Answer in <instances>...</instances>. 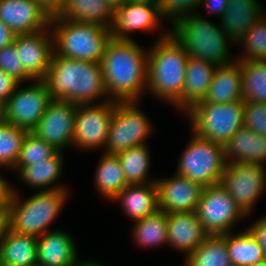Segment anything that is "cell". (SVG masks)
I'll return each mask as SVG.
<instances>
[{
  "label": "cell",
  "instance_id": "74e56055",
  "mask_svg": "<svg viewBox=\"0 0 266 266\" xmlns=\"http://www.w3.org/2000/svg\"><path fill=\"white\" fill-rule=\"evenodd\" d=\"M201 0H159V15L171 22V27L182 17L196 14ZM170 19V20H169Z\"/></svg>",
  "mask_w": 266,
  "mask_h": 266
},
{
  "label": "cell",
  "instance_id": "c3c4849f",
  "mask_svg": "<svg viewBox=\"0 0 266 266\" xmlns=\"http://www.w3.org/2000/svg\"><path fill=\"white\" fill-rule=\"evenodd\" d=\"M73 266H104L102 263L91 261L90 259L87 261H80L79 258L75 261Z\"/></svg>",
  "mask_w": 266,
  "mask_h": 266
},
{
  "label": "cell",
  "instance_id": "ba28073f",
  "mask_svg": "<svg viewBox=\"0 0 266 266\" xmlns=\"http://www.w3.org/2000/svg\"><path fill=\"white\" fill-rule=\"evenodd\" d=\"M192 133L179 157L175 174L203 187L220 183L226 167L224 146Z\"/></svg>",
  "mask_w": 266,
  "mask_h": 266
},
{
  "label": "cell",
  "instance_id": "f546056e",
  "mask_svg": "<svg viewBox=\"0 0 266 266\" xmlns=\"http://www.w3.org/2000/svg\"><path fill=\"white\" fill-rule=\"evenodd\" d=\"M226 233V245L232 266H251L264 261L265 253L248 227L238 233Z\"/></svg>",
  "mask_w": 266,
  "mask_h": 266
},
{
  "label": "cell",
  "instance_id": "9a60e30c",
  "mask_svg": "<svg viewBox=\"0 0 266 266\" xmlns=\"http://www.w3.org/2000/svg\"><path fill=\"white\" fill-rule=\"evenodd\" d=\"M51 31L49 25L45 30L18 34L15 37L14 43L20 62L34 80H43L50 67L54 53V37Z\"/></svg>",
  "mask_w": 266,
  "mask_h": 266
},
{
  "label": "cell",
  "instance_id": "d590c367",
  "mask_svg": "<svg viewBox=\"0 0 266 266\" xmlns=\"http://www.w3.org/2000/svg\"><path fill=\"white\" fill-rule=\"evenodd\" d=\"M245 52L237 61H266V18L262 16L238 42Z\"/></svg>",
  "mask_w": 266,
  "mask_h": 266
},
{
  "label": "cell",
  "instance_id": "277c9868",
  "mask_svg": "<svg viewBox=\"0 0 266 266\" xmlns=\"http://www.w3.org/2000/svg\"><path fill=\"white\" fill-rule=\"evenodd\" d=\"M189 56L224 66L236 61L229 52L233 42L220 25L197 14L184 16L170 28Z\"/></svg>",
  "mask_w": 266,
  "mask_h": 266
},
{
  "label": "cell",
  "instance_id": "7a4b0ae2",
  "mask_svg": "<svg viewBox=\"0 0 266 266\" xmlns=\"http://www.w3.org/2000/svg\"><path fill=\"white\" fill-rule=\"evenodd\" d=\"M43 81L52 100H64L76 105L99 104L111 100L107 97L100 63L68 59L54 52Z\"/></svg>",
  "mask_w": 266,
  "mask_h": 266
},
{
  "label": "cell",
  "instance_id": "ffe728a7",
  "mask_svg": "<svg viewBox=\"0 0 266 266\" xmlns=\"http://www.w3.org/2000/svg\"><path fill=\"white\" fill-rule=\"evenodd\" d=\"M76 242L67 232L47 231L37 240V266H73L78 259Z\"/></svg>",
  "mask_w": 266,
  "mask_h": 266
},
{
  "label": "cell",
  "instance_id": "4fadbf2b",
  "mask_svg": "<svg viewBox=\"0 0 266 266\" xmlns=\"http://www.w3.org/2000/svg\"><path fill=\"white\" fill-rule=\"evenodd\" d=\"M114 106L113 100L77 105L72 146L87 149L86 151L105 148Z\"/></svg>",
  "mask_w": 266,
  "mask_h": 266
},
{
  "label": "cell",
  "instance_id": "f6af8a7d",
  "mask_svg": "<svg viewBox=\"0 0 266 266\" xmlns=\"http://www.w3.org/2000/svg\"><path fill=\"white\" fill-rule=\"evenodd\" d=\"M2 169H6L0 166ZM14 193L13 186L0 174V208H8Z\"/></svg>",
  "mask_w": 266,
  "mask_h": 266
},
{
  "label": "cell",
  "instance_id": "d6a6232c",
  "mask_svg": "<svg viewBox=\"0 0 266 266\" xmlns=\"http://www.w3.org/2000/svg\"><path fill=\"white\" fill-rule=\"evenodd\" d=\"M117 156L128 184H144L156 181V179H148L151 157L147 144L132 147L118 153Z\"/></svg>",
  "mask_w": 266,
  "mask_h": 266
},
{
  "label": "cell",
  "instance_id": "5bb4252c",
  "mask_svg": "<svg viewBox=\"0 0 266 266\" xmlns=\"http://www.w3.org/2000/svg\"><path fill=\"white\" fill-rule=\"evenodd\" d=\"M76 110L74 103L52 100L31 133L63 152L72 145Z\"/></svg>",
  "mask_w": 266,
  "mask_h": 266
},
{
  "label": "cell",
  "instance_id": "e0dca14e",
  "mask_svg": "<svg viewBox=\"0 0 266 266\" xmlns=\"http://www.w3.org/2000/svg\"><path fill=\"white\" fill-rule=\"evenodd\" d=\"M158 6L146 3L126 2L114 10V18L110 27L111 38L133 40L128 36L134 32L154 31L161 23Z\"/></svg>",
  "mask_w": 266,
  "mask_h": 266
},
{
  "label": "cell",
  "instance_id": "836d02e7",
  "mask_svg": "<svg viewBox=\"0 0 266 266\" xmlns=\"http://www.w3.org/2000/svg\"><path fill=\"white\" fill-rule=\"evenodd\" d=\"M244 101L266 103V61H238Z\"/></svg>",
  "mask_w": 266,
  "mask_h": 266
},
{
  "label": "cell",
  "instance_id": "60d3db41",
  "mask_svg": "<svg viewBox=\"0 0 266 266\" xmlns=\"http://www.w3.org/2000/svg\"><path fill=\"white\" fill-rule=\"evenodd\" d=\"M19 83L9 76L5 71L0 70V107H2L14 93Z\"/></svg>",
  "mask_w": 266,
  "mask_h": 266
},
{
  "label": "cell",
  "instance_id": "1f68e13d",
  "mask_svg": "<svg viewBox=\"0 0 266 266\" xmlns=\"http://www.w3.org/2000/svg\"><path fill=\"white\" fill-rule=\"evenodd\" d=\"M184 262V266H232L227 251L226 234L208 235Z\"/></svg>",
  "mask_w": 266,
  "mask_h": 266
},
{
  "label": "cell",
  "instance_id": "484cf974",
  "mask_svg": "<svg viewBox=\"0 0 266 266\" xmlns=\"http://www.w3.org/2000/svg\"><path fill=\"white\" fill-rule=\"evenodd\" d=\"M62 152L58 151L53 157L44 161L35 162V164L24 166L17 176L25 184L39 191H53L58 189H67L63 184L56 182L62 175L63 167ZM56 183V184H54ZM53 185V186H52Z\"/></svg>",
  "mask_w": 266,
  "mask_h": 266
},
{
  "label": "cell",
  "instance_id": "52a82bcc",
  "mask_svg": "<svg viewBox=\"0 0 266 266\" xmlns=\"http://www.w3.org/2000/svg\"><path fill=\"white\" fill-rule=\"evenodd\" d=\"M244 103V100L224 104L196 103L184 115L187 113L192 132L224 146L244 127Z\"/></svg>",
  "mask_w": 266,
  "mask_h": 266
},
{
  "label": "cell",
  "instance_id": "b9f144b4",
  "mask_svg": "<svg viewBox=\"0 0 266 266\" xmlns=\"http://www.w3.org/2000/svg\"><path fill=\"white\" fill-rule=\"evenodd\" d=\"M249 231L257 239L259 245L263 248L266 254V215L261 216V218L254 221L251 226H249Z\"/></svg>",
  "mask_w": 266,
  "mask_h": 266
},
{
  "label": "cell",
  "instance_id": "ab89813d",
  "mask_svg": "<svg viewBox=\"0 0 266 266\" xmlns=\"http://www.w3.org/2000/svg\"><path fill=\"white\" fill-rule=\"evenodd\" d=\"M244 127L266 136V103L245 101Z\"/></svg>",
  "mask_w": 266,
  "mask_h": 266
},
{
  "label": "cell",
  "instance_id": "d4e9b609",
  "mask_svg": "<svg viewBox=\"0 0 266 266\" xmlns=\"http://www.w3.org/2000/svg\"><path fill=\"white\" fill-rule=\"evenodd\" d=\"M243 99L241 67L236 60L224 66H217L206 97L197 103L224 104Z\"/></svg>",
  "mask_w": 266,
  "mask_h": 266
},
{
  "label": "cell",
  "instance_id": "6da1fadb",
  "mask_svg": "<svg viewBox=\"0 0 266 266\" xmlns=\"http://www.w3.org/2000/svg\"><path fill=\"white\" fill-rule=\"evenodd\" d=\"M100 64L109 99L139 102L147 92L148 50L134 40L111 38Z\"/></svg>",
  "mask_w": 266,
  "mask_h": 266
},
{
  "label": "cell",
  "instance_id": "4dcf8cb0",
  "mask_svg": "<svg viewBox=\"0 0 266 266\" xmlns=\"http://www.w3.org/2000/svg\"><path fill=\"white\" fill-rule=\"evenodd\" d=\"M132 239L144 248L168 244L167 213L157 210L145 218L133 222Z\"/></svg>",
  "mask_w": 266,
  "mask_h": 266
},
{
  "label": "cell",
  "instance_id": "2e32d148",
  "mask_svg": "<svg viewBox=\"0 0 266 266\" xmlns=\"http://www.w3.org/2000/svg\"><path fill=\"white\" fill-rule=\"evenodd\" d=\"M158 210L166 213L195 212L204 187L183 176L156 179Z\"/></svg>",
  "mask_w": 266,
  "mask_h": 266
},
{
  "label": "cell",
  "instance_id": "ee69618b",
  "mask_svg": "<svg viewBox=\"0 0 266 266\" xmlns=\"http://www.w3.org/2000/svg\"><path fill=\"white\" fill-rule=\"evenodd\" d=\"M38 6L47 14L50 18L56 17L65 2V0H34Z\"/></svg>",
  "mask_w": 266,
  "mask_h": 266
},
{
  "label": "cell",
  "instance_id": "9c48e42d",
  "mask_svg": "<svg viewBox=\"0 0 266 266\" xmlns=\"http://www.w3.org/2000/svg\"><path fill=\"white\" fill-rule=\"evenodd\" d=\"M138 105V101H115L104 153L117 155L132 147L147 144L153 126Z\"/></svg>",
  "mask_w": 266,
  "mask_h": 266
},
{
  "label": "cell",
  "instance_id": "4316f807",
  "mask_svg": "<svg viewBox=\"0 0 266 266\" xmlns=\"http://www.w3.org/2000/svg\"><path fill=\"white\" fill-rule=\"evenodd\" d=\"M37 240L8 228L0 242V266H37Z\"/></svg>",
  "mask_w": 266,
  "mask_h": 266
},
{
  "label": "cell",
  "instance_id": "7402d4cb",
  "mask_svg": "<svg viewBox=\"0 0 266 266\" xmlns=\"http://www.w3.org/2000/svg\"><path fill=\"white\" fill-rule=\"evenodd\" d=\"M224 156L226 164L254 163L265 165L266 136L243 127L224 145Z\"/></svg>",
  "mask_w": 266,
  "mask_h": 266
},
{
  "label": "cell",
  "instance_id": "ac0fdd59",
  "mask_svg": "<svg viewBox=\"0 0 266 266\" xmlns=\"http://www.w3.org/2000/svg\"><path fill=\"white\" fill-rule=\"evenodd\" d=\"M0 21L16 35L45 30L50 17L34 0H0Z\"/></svg>",
  "mask_w": 266,
  "mask_h": 266
},
{
  "label": "cell",
  "instance_id": "8992f818",
  "mask_svg": "<svg viewBox=\"0 0 266 266\" xmlns=\"http://www.w3.org/2000/svg\"><path fill=\"white\" fill-rule=\"evenodd\" d=\"M54 52L68 59L100 63L111 39L109 28L95 23L50 18Z\"/></svg>",
  "mask_w": 266,
  "mask_h": 266
},
{
  "label": "cell",
  "instance_id": "f907efd6",
  "mask_svg": "<svg viewBox=\"0 0 266 266\" xmlns=\"http://www.w3.org/2000/svg\"><path fill=\"white\" fill-rule=\"evenodd\" d=\"M158 1L159 0H127V2H133V3H146V4H150L153 6H158Z\"/></svg>",
  "mask_w": 266,
  "mask_h": 266
},
{
  "label": "cell",
  "instance_id": "603a6c76",
  "mask_svg": "<svg viewBox=\"0 0 266 266\" xmlns=\"http://www.w3.org/2000/svg\"><path fill=\"white\" fill-rule=\"evenodd\" d=\"M111 201H119L131 221L141 220L158 210L156 183L129 184Z\"/></svg>",
  "mask_w": 266,
  "mask_h": 266
},
{
  "label": "cell",
  "instance_id": "30bf717a",
  "mask_svg": "<svg viewBox=\"0 0 266 266\" xmlns=\"http://www.w3.org/2000/svg\"><path fill=\"white\" fill-rule=\"evenodd\" d=\"M195 212L209 235L230 233L239 221L247 218L220 183L204 187Z\"/></svg>",
  "mask_w": 266,
  "mask_h": 266
},
{
  "label": "cell",
  "instance_id": "e575fe53",
  "mask_svg": "<svg viewBox=\"0 0 266 266\" xmlns=\"http://www.w3.org/2000/svg\"><path fill=\"white\" fill-rule=\"evenodd\" d=\"M29 131L0 119V166L13 169Z\"/></svg>",
  "mask_w": 266,
  "mask_h": 266
},
{
  "label": "cell",
  "instance_id": "f35d334b",
  "mask_svg": "<svg viewBox=\"0 0 266 266\" xmlns=\"http://www.w3.org/2000/svg\"><path fill=\"white\" fill-rule=\"evenodd\" d=\"M0 70L5 71L19 84H23L26 81H34L25 71L22 62H20L14 42L0 49Z\"/></svg>",
  "mask_w": 266,
  "mask_h": 266
},
{
  "label": "cell",
  "instance_id": "681fc988",
  "mask_svg": "<svg viewBox=\"0 0 266 266\" xmlns=\"http://www.w3.org/2000/svg\"><path fill=\"white\" fill-rule=\"evenodd\" d=\"M109 5L113 8V10H116L117 8H120L122 5H124L127 0H107Z\"/></svg>",
  "mask_w": 266,
  "mask_h": 266
},
{
  "label": "cell",
  "instance_id": "8d00e7d4",
  "mask_svg": "<svg viewBox=\"0 0 266 266\" xmlns=\"http://www.w3.org/2000/svg\"><path fill=\"white\" fill-rule=\"evenodd\" d=\"M58 152L46 141L39 139L33 133L28 132L20 150L19 157L13 168L19 172L24 166L35 164V162L44 161L53 157Z\"/></svg>",
  "mask_w": 266,
  "mask_h": 266
},
{
  "label": "cell",
  "instance_id": "7bdbcfd3",
  "mask_svg": "<svg viewBox=\"0 0 266 266\" xmlns=\"http://www.w3.org/2000/svg\"><path fill=\"white\" fill-rule=\"evenodd\" d=\"M228 0H201L199 7L206 9L209 15L217 14L219 19L227 11Z\"/></svg>",
  "mask_w": 266,
  "mask_h": 266
},
{
  "label": "cell",
  "instance_id": "44dd1931",
  "mask_svg": "<svg viewBox=\"0 0 266 266\" xmlns=\"http://www.w3.org/2000/svg\"><path fill=\"white\" fill-rule=\"evenodd\" d=\"M258 0H228L227 11L218 19L224 33L239 42L264 14Z\"/></svg>",
  "mask_w": 266,
  "mask_h": 266
},
{
  "label": "cell",
  "instance_id": "d6986e66",
  "mask_svg": "<svg viewBox=\"0 0 266 266\" xmlns=\"http://www.w3.org/2000/svg\"><path fill=\"white\" fill-rule=\"evenodd\" d=\"M168 245L185 254V259L209 235L196 212L167 213Z\"/></svg>",
  "mask_w": 266,
  "mask_h": 266
},
{
  "label": "cell",
  "instance_id": "816d5d0a",
  "mask_svg": "<svg viewBox=\"0 0 266 266\" xmlns=\"http://www.w3.org/2000/svg\"><path fill=\"white\" fill-rule=\"evenodd\" d=\"M251 266H266V263L264 261H261Z\"/></svg>",
  "mask_w": 266,
  "mask_h": 266
},
{
  "label": "cell",
  "instance_id": "bcb514c9",
  "mask_svg": "<svg viewBox=\"0 0 266 266\" xmlns=\"http://www.w3.org/2000/svg\"><path fill=\"white\" fill-rule=\"evenodd\" d=\"M16 34L2 21H0V49L13 43Z\"/></svg>",
  "mask_w": 266,
  "mask_h": 266
},
{
  "label": "cell",
  "instance_id": "8fae6325",
  "mask_svg": "<svg viewBox=\"0 0 266 266\" xmlns=\"http://www.w3.org/2000/svg\"><path fill=\"white\" fill-rule=\"evenodd\" d=\"M51 101L48 87L43 80H34L25 87L19 84L1 107V119L31 132Z\"/></svg>",
  "mask_w": 266,
  "mask_h": 266
},
{
  "label": "cell",
  "instance_id": "f1b7e54d",
  "mask_svg": "<svg viewBox=\"0 0 266 266\" xmlns=\"http://www.w3.org/2000/svg\"><path fill=\"white\" fill-rule=\"evenodd\" d=\"M95 172L96 190L106 199L112 200L120 191L129 185L116 154L103 153L97 163Z\"/></svg>",
  "mask_w": 266,
  "mask_h": 266
},
{
  "label": "cell",
  "instance_id": "3957f363",
  "mask_svg": "<svg viewBox=\"0 0 266 266\" xmlns=\"http://www.w3.org/2000/svg\"><path fill=\"white\" fill-rule=\"evenodd\" d=\"M154 43L148 48L147 91L181 111V93L189 55L166 28Z\"/></svg>",
  "mask_w": 266,
  "mask_h": 266
},
{
  "label": "cell",
  "instance_id": "7c38bea8",
  "mask_svg": "<svg viewBox=\"0 0 266 266\" xmlns=\"http://www.w3.org/2000/svg\"><path fill=\"white\" fill-rule=\"evenodd\" d=\"M220 184L248 217L266 190L265 165L254 163L226 164Z\"/></svg>",
  "mask_w": 266,
  "mask_h": 266
},
{
  "label": "cell",
  "instance_id": "83f0119b",
  "mask_svg": "<svg viewBox=\"0 0 266 266\" xmlns=\"http://www.w3.org/2000/svg\"><path fill=\"white\" fill-rule=\"evenodd\" d=\"M59 19L111 27L114 10L107 0H65Z\"/></svg>",
  "mask_w": 266,
  "mask_h": 266
},
{
  "label": "cell",
  "instance_id": "7dc6e473",
  "mask_svg": "<svg viewBox=\"0 0 266 266\" xmlns=\"http://www.w3.org/2000/svg\"><path fill=\"white\" fill-rule=\"evenodd\" d=\"M8 228H9L8 208H0V242L5 237Z\"/></svg>",
  "mask_w": 266,
  "mask_h": 266
},
{
  "label": "cell",
  "instance_id": "5b68a950",
  "mask_svg": "<svg viewBox=\"0 0 266 266\" xmlns=\"http://www.w3.org/2000/svg\"><path fill=\"white\" fill-rule=\"evenodd\" d=\"M18 193L14 189L8 207L9 228L16 233L37 238L53 230L49 226L59 217L69 195L67 189L37 191L22 202Z\"/></svg>",
  "mask_w": 266,
  "mask_h": 266
},
{
  "label": "cell",
  "instance_id": "cb8c5ba5",
  "mask_svg": "<svg viewBox=\"0 0 266 266\" xmlns=\"http://www.w3.org/2000/svg\"><path fill=\"white\" fill-rule=\"evenodd\" d=\"M216 68L212 63L189 56L181 93L183 113L206 97Z\"/></svg>",
  "mask_w": 266,
  "mask_h": 266
}]
</instances>
